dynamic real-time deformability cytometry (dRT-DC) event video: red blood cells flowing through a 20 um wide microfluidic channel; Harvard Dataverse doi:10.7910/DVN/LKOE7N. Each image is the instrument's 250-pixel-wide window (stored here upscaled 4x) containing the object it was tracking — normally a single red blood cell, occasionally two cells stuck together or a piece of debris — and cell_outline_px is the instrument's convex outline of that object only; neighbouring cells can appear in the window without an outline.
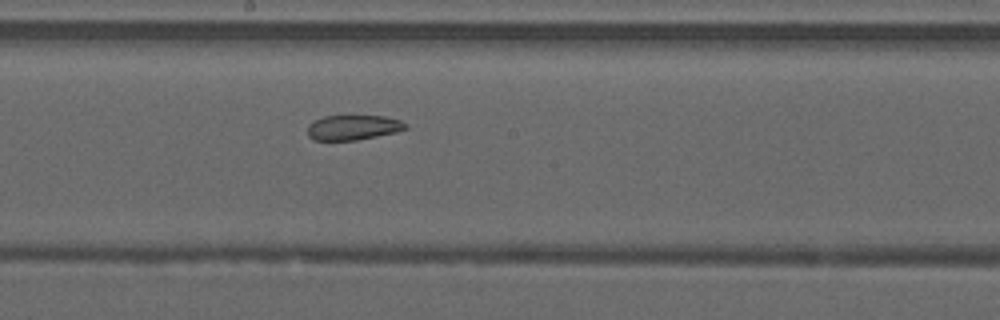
{"species": "common noctule bat (a hibernating species)", "species_latin": "Nyctalus noctula", "temperature_condition": "warm", "stored_images_in_passage": 50, "segment_of_instrument_passage": [2, 2], "camera_frame_rate_fps": 3000, "um_per_image_px": 0.085, "animal": {"sex": "male", "forearm_length_mm": 52.5}, "frame": {"image": 1, "passage_image": 28, "time_ms": 9.0, "image_size_px": [1000, 320], "cell_outline_px": [[408, 128], [396, 132], [356, 140], [312, 140], [308, 136], [308, 124], [324, 116], [384, 116], [400, 120], [408, 124]], "centroid_in_image_um": [30.02, 10.83], "position_along_channel_um": 218.2, "area_um2": 14.22}}
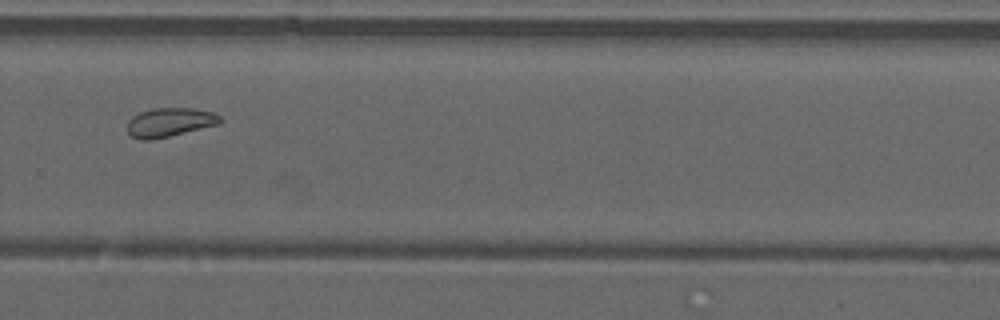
{"frame": {"image": 2, "passage_image": 35, "time_ms": 11.333, "image_size_px": [1000, 320], "cell_outline_px": [[224, 120], [220, 124], [152, 140], [140, 140], [132, 136], [128, 132], [128, 120], [132, 116], [140, 112], [152, 108], [192, 108], [212, 112], [220, 116]], "centroid_in_image_um": [14.43, 10.39], "position_along_channel_um": 315.4, "area_um2": 15.72}}
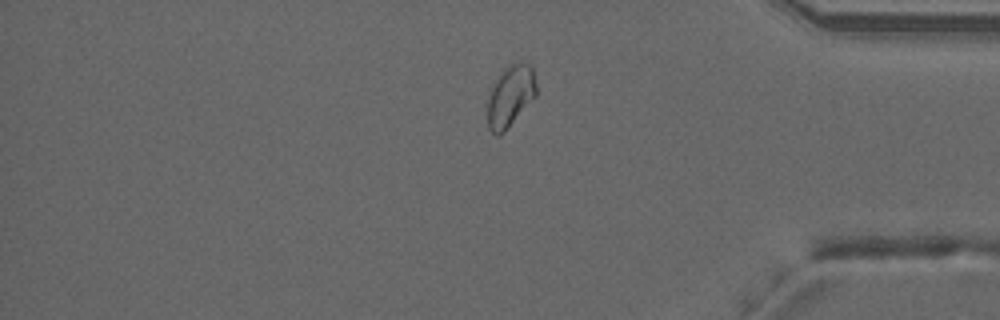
{"frame": {"image": 3, "passage_image": 42, "time_ms": 13.667, "image_size_px": [1000, 320], "cell_outline_px": [[536, 96], [504, 132], [500, 136], [496, 136], [488, 128], [488, 96], [496, 76], [508, 64], [516, 60], [520, 60], [528, 64], [532, 68], [536, 84]], "centroid_in_image_um": [43.37, 8.13], "position_along_channel_um": 391.8, "area_um2": 17.74}}